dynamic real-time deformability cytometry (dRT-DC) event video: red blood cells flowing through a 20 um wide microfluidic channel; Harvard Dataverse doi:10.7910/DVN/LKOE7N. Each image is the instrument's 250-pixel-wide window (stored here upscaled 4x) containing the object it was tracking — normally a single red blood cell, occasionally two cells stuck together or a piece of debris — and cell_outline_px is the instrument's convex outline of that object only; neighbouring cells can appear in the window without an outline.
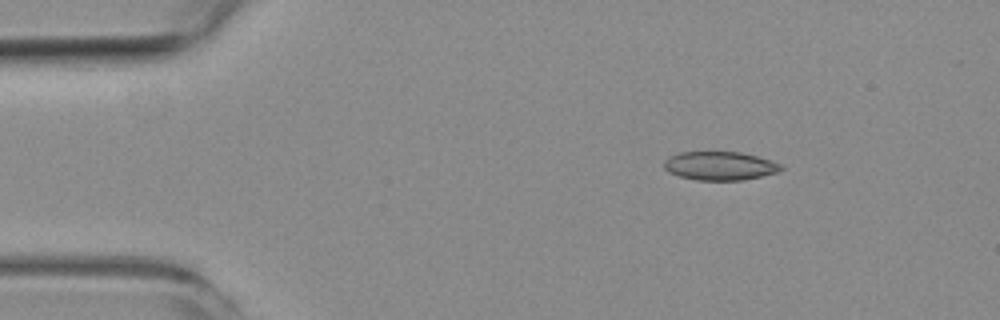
{"species": "common noctule bat (a hibernating species)", "species_latin": "Nyctalus noctula", "temperature_condition": "room temperature", "stored_images_in_passage": 3, "camera_frame_rate_fps": 3000, "um_per_image_px": 0.085, "animal": {"sex": "female", "body_mass_g": 19.3, "forearm_length_mm": 54.1}, "frame": {"image": 1, "passage_image": 1, "time_ms": 0.0, "image_size_px": [1000, 320], "cell_outline_px": [[784, 168], [780, 172], [744, 180], [696, 180], [680, 176], [668, 172], [664, 168], [664, 160], [680, 152], [740, 152], [756, 156], [784, 164]], "centroid_in_image_um": [61.24, 14.1], "position_along_channel_um": 23.8, "area_um2": 19.59}}